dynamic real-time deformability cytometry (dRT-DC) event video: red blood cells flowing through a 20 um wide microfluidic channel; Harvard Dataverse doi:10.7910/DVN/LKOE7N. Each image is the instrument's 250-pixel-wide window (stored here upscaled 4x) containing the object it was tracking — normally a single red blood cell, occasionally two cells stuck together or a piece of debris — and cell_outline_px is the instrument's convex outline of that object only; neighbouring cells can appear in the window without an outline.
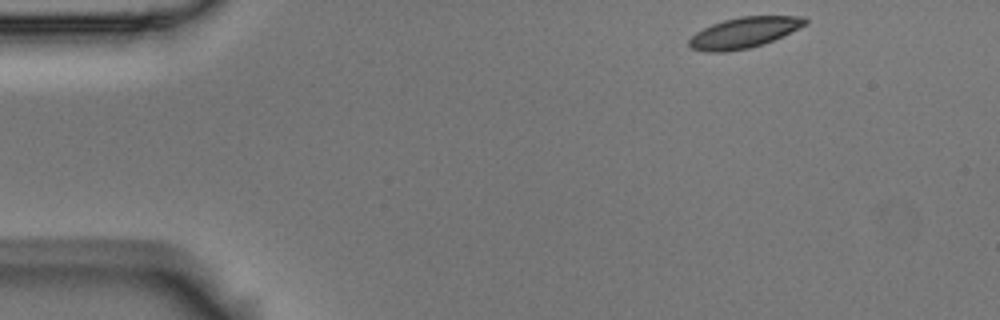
{"species": "Egyptian fruit bat (a non-hibernating species)", "species_latin": "Rousettus aegyptiacus", "temperature_condition": "room temperature", "stored_images_in_passage": 4, "segment_of_instrument_passage": [1, 2], "camera_frame_rate_fps": 3000, "um_per_image_px": 0.085, "animal": {"sex": "male"}, "frame": {"image": 1, "passage_image": 1, "time_ms": 0.0, "image_size_px": [1000, 320], "cell_outline_px": [[808, 24], [764, 44], [748, 48], [724, 52], [704, 52], [692, 48], [688, 44], [688, 40], [696, 32], [712, 24], [724, 20], [740, 16], [804, 16], [808, 20]], "centroid_in_image_um": [63.25, 2.77], "position_along_channel_um": 21.8, "area_um2": 20.75}}
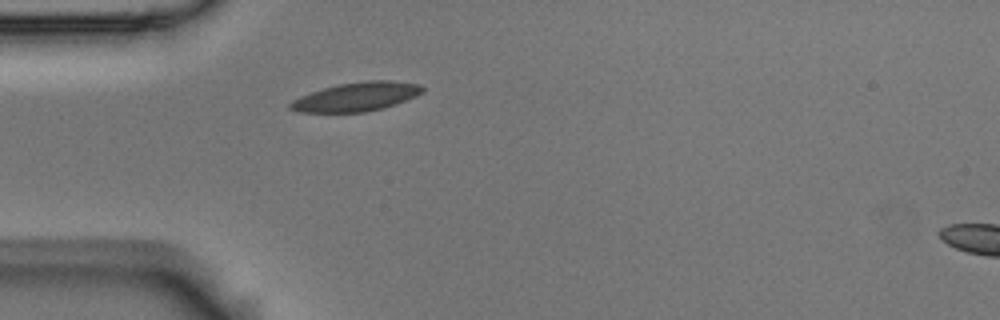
{"frame": {"image": 2, "passage_image": 3, "time_ms": 0.667, "image_size_px": [1000, 320], "cell_outline_px": [[424, 92], [416, 96], [396, 104], [384, 108], [364, 112], [300, 112], [288, 108], [288, 104], [292, 100], [300, 96], [324, 88], [340, 84], [364, 80], [392, 80], [420, 84], [424, 88]], "centroid_in_image_um": [30.32, 8.22], "position_along_channel_um": 54.7, "area_um2": 22.31}}